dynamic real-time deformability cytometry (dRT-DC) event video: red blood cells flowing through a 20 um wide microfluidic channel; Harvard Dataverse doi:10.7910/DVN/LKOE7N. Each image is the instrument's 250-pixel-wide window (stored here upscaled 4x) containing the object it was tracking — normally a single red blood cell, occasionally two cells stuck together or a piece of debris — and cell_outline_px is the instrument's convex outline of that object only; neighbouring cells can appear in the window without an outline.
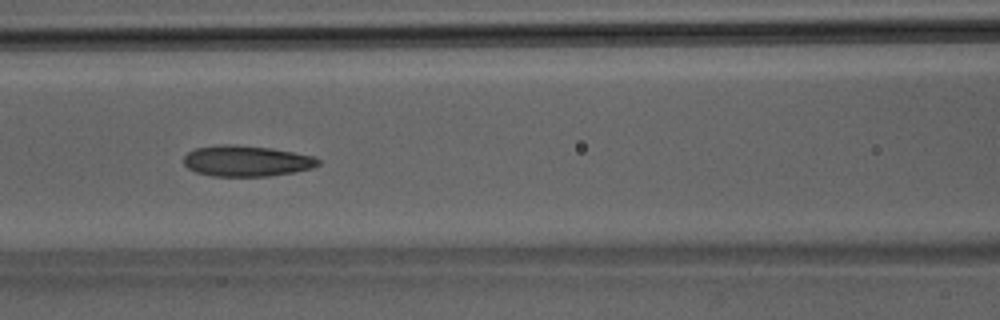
{"species": "Egyptian fruit bat (a non-hibernating species)", "species_latin": "Rousettus aegyptiacus", "temperature_condition": "room temperature", "stored_images_in_passage": 32, "camera_frame_rate_fps": 3000, "um_per_image_px": 0.085, "animal": {"sex": "male"}, "frame": {"image": 1, "passage_image": 9, "time_ms": 2.667, "image_size_px": [1000, 320], "cell_outline_px": [[320, 164], [312, 168], [292, 172], [268, 176], [212, 176], [196, 172], [188, 168], [184, 164], [184, 156], [188, 152], [196, 148], [220, 144], [236, 144], [272, 148], [312, 156], [320, 160]], "centroid_in_image_um": [20.93, 13.67], "position_along_channel_um": 145.7, "area_um2": 24.16}}
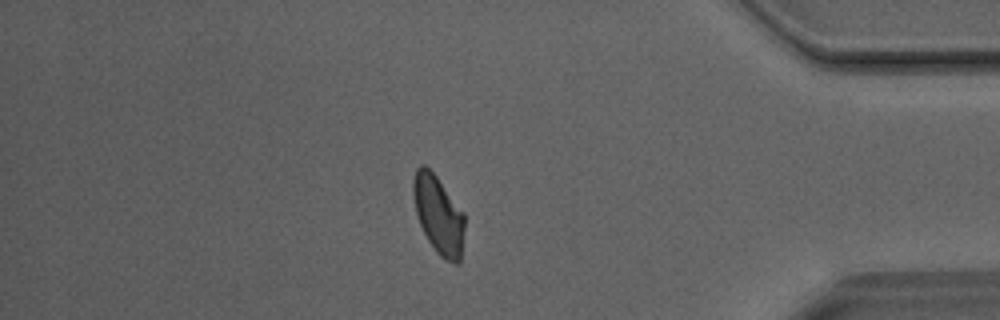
{"frame": {"image": 2, "passage_image": 26, "time_ms": 8.333, "image_size_px": [1000, 320], "cell_outline_px": [[464, 228], [460, 264], [456, 264], [440, 256], [436, 252], [428, 240], [420, 224], [416, 212], [412, 196], [412, 180], [416, 168], [420, 164], [424, 164], [436, 176], [464, 212]], "centroid_in_image_um": [37.26, 18.23], "position_along_channel_um": 397.9, "area_um2": 23.41}}
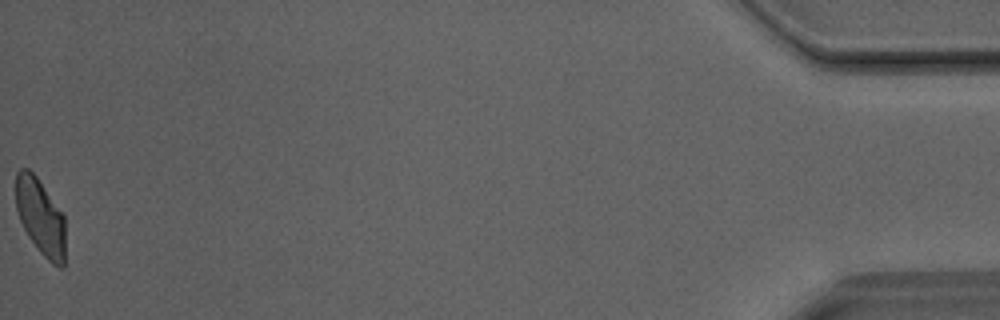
{"frame": {"image": 3, "passage_image": 32, "time_ms": 10.333, "image_size_px": [1000, 320], "cell_outline_px": [[64, 268], [60, 268], [52, 264], [40, 252], [28, 236], [20, 220], [16, 208], [16, 172], [20, 168], [28, 168], [36, 176], [64, 216]], "centroid_in_image_um": [3.43, 18.44], "position_along_channel_um": 431.8, "area_um2": 21.79}}